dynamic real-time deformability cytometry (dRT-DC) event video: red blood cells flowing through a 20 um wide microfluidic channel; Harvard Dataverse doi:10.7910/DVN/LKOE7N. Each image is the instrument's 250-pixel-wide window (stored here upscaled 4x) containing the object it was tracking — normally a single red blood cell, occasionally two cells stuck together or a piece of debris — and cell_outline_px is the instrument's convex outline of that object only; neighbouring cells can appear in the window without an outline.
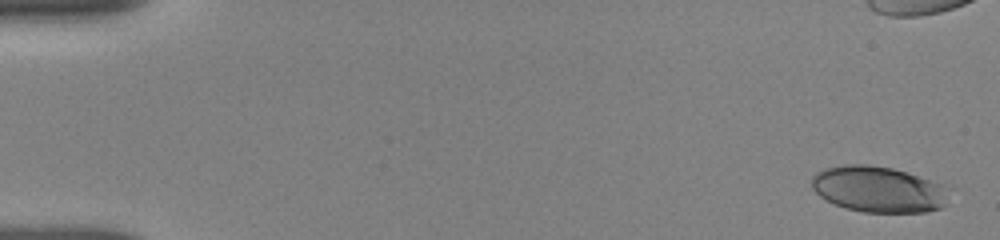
{"species": "human", "species_latin": "Homo sapiens", "temperature_condition": "room temperature", "stored_images_in_passage": 36, "camera_frame_rate_fps": 3000, "um_per_image_px": 0.085, "donor": {"sex": "female"}, "frame": {"image": 1, "passage_image": 1, "time_ms": 0.0, "image_size_px": [1000, 240], "cell_outline_px": [[948, 184], [944, 208], [928, 212], [864, 212], [844, 208], [820, 196], [812, 188], [812, 176], [816, 172], [824, 168], [844, 164], [868, 164], [892, 168]], "centroid_in_image_um": [74.7, 16.08], "position_along_channel_um": 10.3, "area_um2": 37.17}}
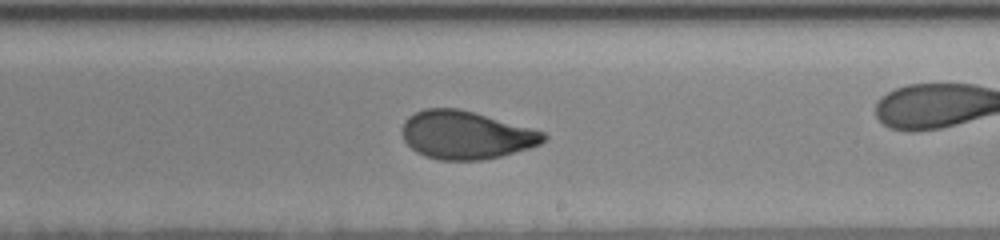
{"frame": {"image": 2, "passage_image": 22, "time_ms": 10.0, "image_size_px": [1000, 240], "cell_outline_px": [[548, 136], [540, 144], [528, 148], [500, 156], [484, 160], [440, 160], [424, 156], [416, 152], [404, 140], [400, 132], [404, 120], [408, 116], [424, 108], [456, 108], [472, 112], [532, 128], [544, 132]], "centroid_in_image_um": [39.56, 11.48], "position_along_channel_um": 249.4, "area_um2": 39.54}}
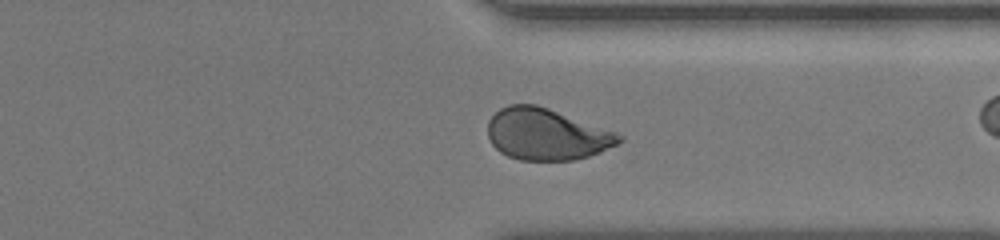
{"frame": {"image": 3, "passage_image": 34, "time_ms": 13.0, "image_size_px": [1000, 240], "cell_outline_px": [[624, 140], [600, 152], [576, 160], [520, 160], [508, 156], [500, 152], [492, 144], [488, 136], [488, 120], [500, 108], [508, 104], [536, 104], [548, 108], [616, 132], [624, 136]], "centroid_in_image_um": [46.44, 11.41], "position_along_channel_um": 365.0, "area_um2": 39.36}}